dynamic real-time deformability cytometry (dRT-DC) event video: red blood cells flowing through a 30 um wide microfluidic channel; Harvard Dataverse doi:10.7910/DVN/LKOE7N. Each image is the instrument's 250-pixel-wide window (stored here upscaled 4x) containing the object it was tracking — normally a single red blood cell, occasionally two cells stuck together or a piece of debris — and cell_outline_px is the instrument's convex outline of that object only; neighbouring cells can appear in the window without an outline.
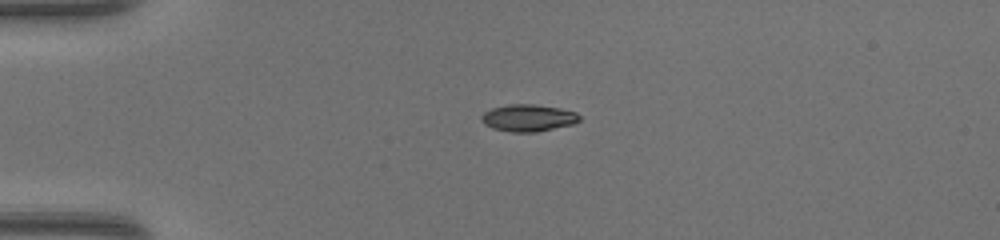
{"species": "common noctule bat (a hibernating species)", "species_latin": "Nyctalus noctula", "temperature_condition": "warm", "stored_images_in_passage": 37, "camera_frame_rate_fps": 3000, "um_per_image_px": 0.085, "animal": {"sex": "female", "body_mass_g": 17.0, "forearm_length_mm": 48.0}, "frame": {"image": 1, "passage_image": 1, "time_ms": 0.0, "image_size_px": [1000, 240], "cell_outline_px": [[580, 120], [572, 124], [536, 132], [512, 132], [492, 128], [484, 124], [480, 120], [480, 116], [484, 112], [492, 108], [508, 104], [536, 104], [560, 108], [576, 112], [580, 116]], "centroid_in_image_um": [44.87, 10.01], "position_along_channel_um": 40.1, "area_um2": 15.49}}
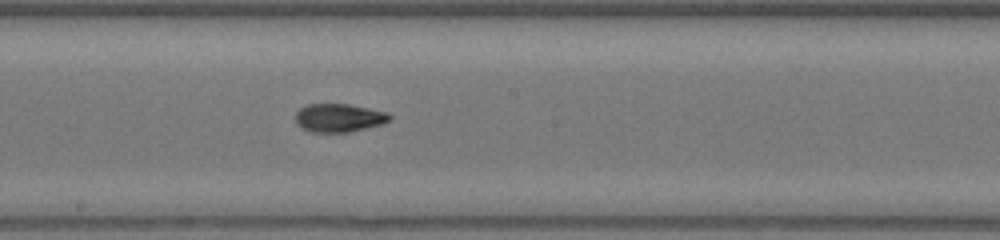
{"frame": {"image": 2, "passage_image": 16, "time_ms": 5.0, "image_size_px": [1000, 240], "cell_outline_px": [[392, 120], [384, 124], [348, 132], [312, 132], [300, 128], [296, 124], [296, 112], [300, 108], [308, 104], [348, 104], [388, 112], [392, 116]], "centroid_in_image_um": [28.83, 10.02], "position_along_channel_um": 219.4, "area_um2": 15.72}}
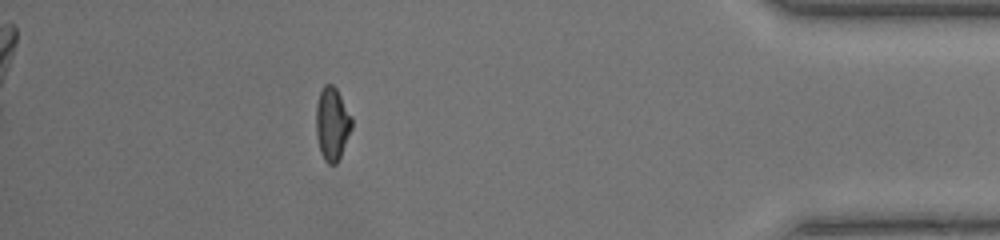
{"frame": {"image": 3, "passage_image": 32, "time_ms": 10.333, "image_size_px": [1000, 240], "cell_outline_px": [[352, 128], [340, 156], [336, 164], [328, 164], [324, 160], [320, 152], [316, 136], [316, 104], [320, 92], [324, 84], [332, 84], [336, 88], [352, 116]], "centroid_in_image_um": [28.22, 10.52], "position_along_channel_um": 407.0, "area_um2": 15.26}, "authors_computed_cell_mechanics": {"area_um2": 15.3748, "velocity_mm_per_s": 4.373, "shape_relaxation_time_tau1_ms": null, "shape_relaxation_time_tau2_ms": 1.2691, "deformation_change_tau1": null, "deformation_change_tau2": 0.0748}}